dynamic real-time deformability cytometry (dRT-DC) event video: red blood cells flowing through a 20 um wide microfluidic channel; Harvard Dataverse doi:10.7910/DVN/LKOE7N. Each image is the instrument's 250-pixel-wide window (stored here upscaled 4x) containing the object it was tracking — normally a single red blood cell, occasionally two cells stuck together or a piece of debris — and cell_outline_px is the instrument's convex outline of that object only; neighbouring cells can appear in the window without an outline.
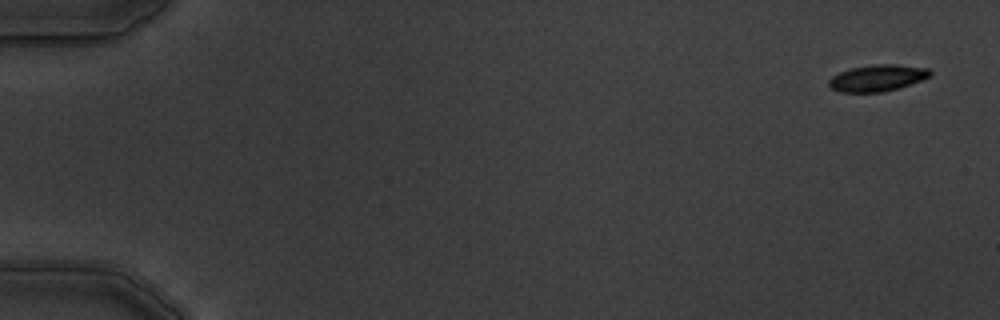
{"species": "common noctule bat (a hibernating species)", "species_latin": "Nyctalus noctula", "temperature_condition": "warm", "stored_images_in_passage": 8, "camera_frame_rate_fps": 3000, "um_per_image_px": 0.085, "animal": {"sex": "male", "body_mass_g": 19.5, "forearm_length_mm": 54.6}, "frame": {"image": 1, "passage_image": 1, "time_ms": 0.0, "image_size_px": [1000, 320], "cell_outline_px": [[932, 76], [900, 88], [884, 92], [840, 92], [832, 88], [828, 84], [828, 80], [832, 76], [840, 72], [852, 68], [876, 64], [896, 64], [928, 68], [932, 72]], "centroid_in_image_um": [74.61, 6.63], "position_along_channel_um": 10.4, "area_um2": 15.72}}
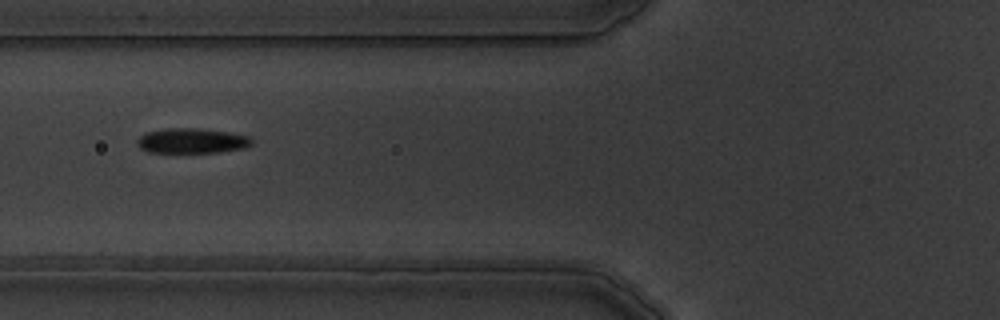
{"frame": {"image": 2, "passage_image": 6, "time_ms": 6.667, "image_size_px": [1000, 320], "cell_outline_px": [[252, 144], [244, 148], [216, 152], [148, 152], [140, 148], [136, 144], [136, 140], [144, 132], [164, 128], [200, 128], [228, 132], [248, 136], [252, 140]], "centroid_in_image_um": [16.25, 11.95], "position_along_channel_um": 109.5, "area_um2": 16.76}}
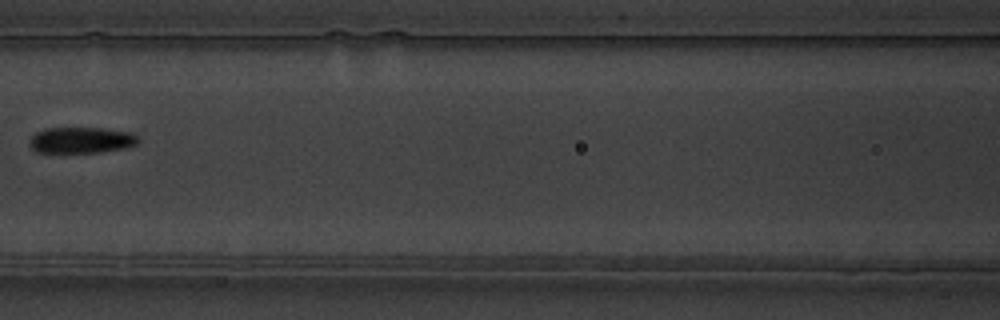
{"frame": {"image": 3, "passage_image": 7, "time_ms": 8.0, "image_size_px": [1000, 320], "cell_outline_px": [[140, 140], [136, 144], [128, 148], [100, 152], [60, 156], [36, 152], [28, 144], [28, 140], [36, 132], [44, 128], [104, 128], [136, 132]], "centroid_in_image_um": [6.88, 11.96], "position_along_channel_um": 159.7, "area_um2": 17.8}}